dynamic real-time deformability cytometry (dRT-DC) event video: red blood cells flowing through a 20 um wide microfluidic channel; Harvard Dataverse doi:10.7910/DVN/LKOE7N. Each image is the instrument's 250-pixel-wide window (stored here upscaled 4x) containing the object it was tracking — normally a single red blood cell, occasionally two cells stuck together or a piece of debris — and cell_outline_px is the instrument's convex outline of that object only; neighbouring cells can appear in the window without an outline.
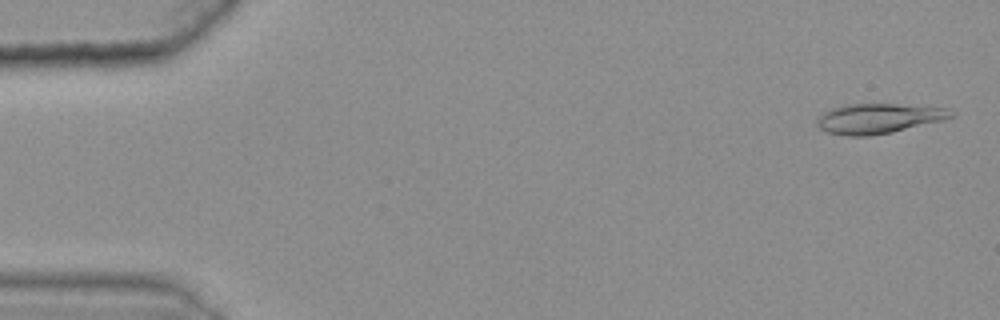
{"species": "common noctule bat (a hibernating species)", "species_latin": "Nyctalus noctula", "temperature_condition": "warm", "stored_images_in_passage": 50, "camera_frame_rate_fps": 3000, "um_per_image_px": 0.085, "animal": {"sex": "female", "body_mass_g": 25.1}, "frame": {"image": 1, "passage_image": 2, "time_ms": 0.333, "image_size_px": [1000, 320], "cell_outline_px": [[956, 116], [892, 132], [868, 136], [848, 136], [828, 132], [820, 128], [816, 124], [816, 120], [824, 112], [832, 108], [848, 104], [896, 104], [948, 108]], "centroid_in_image_um": [74.65, 10.07], "position_along_channel_um": 10.4, "area_um2": 23.06}}
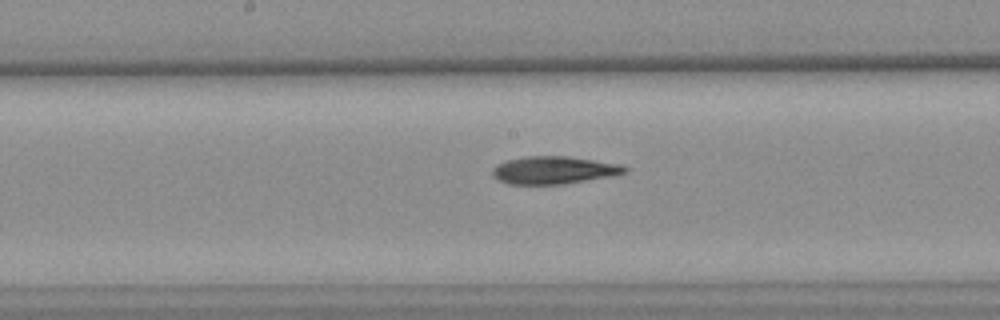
{"frame": {"image": 2, "passage_image": 29, "time_ms": 9.333, "image_size_px": [1000, 320], "cell_outline_px": [[628, 172], [612, 176], [564, 184], [508, 184], [492, 176], [492, 168], [496, 164], [508, 160], [528, 156], [568, 156], [620, 164], [628, 168]], "centroid_in_image_um": [47.08, 14.46], "position_along_channel_um": 201.1, "area_um2": 21.33}}
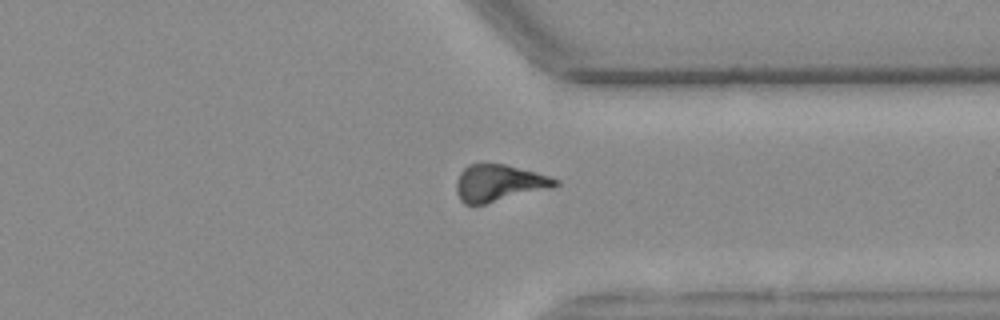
{"frame": {"image": 3, "passage_image": 43, "time_ms": 14.0, "image_size_px": [1000, 320], "cell_outline_px": [[560, 184], [552, 188], [484, 204], [464, 204], [460, 200], [456, 192], [456, 180], [460, 172], [468, 164], [504, 164], [536, 172], [560, 180]], "centroid_in_image_um": [42.4, 15.56], "position_along_channel_um": 369.0, "area_um2": 21.21}, "authors_computed_cell_mechanics": {"area_um2": 21.6172, "velocity_mm_per_s": 3.6068, "shape_relaxation_time_tau1_ms": 10.0233, "shape_relaxation_time_tau2_ms": null, "deformation_change_tau1": 0.1997, "deformation_change_tau2": null}}